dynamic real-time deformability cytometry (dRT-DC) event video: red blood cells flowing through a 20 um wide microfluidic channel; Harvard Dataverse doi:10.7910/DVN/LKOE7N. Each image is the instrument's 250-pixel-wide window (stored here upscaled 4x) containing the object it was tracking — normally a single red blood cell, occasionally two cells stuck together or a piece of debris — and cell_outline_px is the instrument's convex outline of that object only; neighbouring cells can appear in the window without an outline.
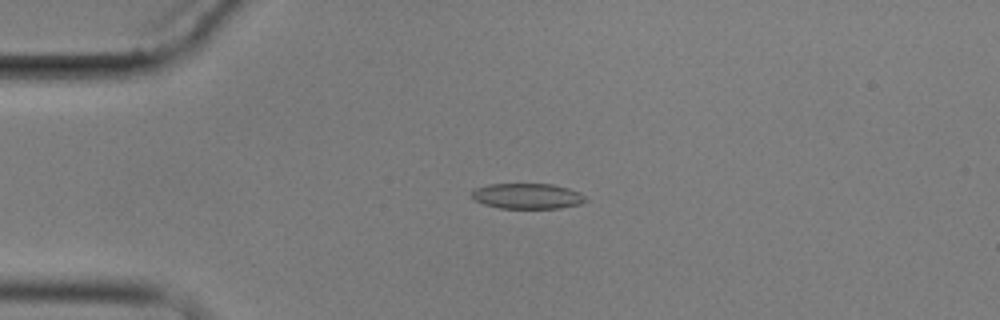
{"species": "common noctule bat (a hibernating species)", "species_latin": "Nyctalus noctula", "temperature_condition": "cold", "stored_images_in_passage": 6, "camera_frame_rate_fps": 3000, "um_per_image_px": 0.085, "animal": {"sex": "male", "body_mass_g": 17.9}, "frame": {"image": 1, "passage_image": 4, "time_ms": 4.333, "image_size_px": [1000, 320], "cell_outline_px": [[588, 200], [580, 204], [560, 208], [500, 208], [484, 204], [472, 200], [472, 192], [476, 188], [488, 184], [552, 184], [568, 188], [580, 192]], "centroid_in_image_um": [44.83, 16.67], "position_along_channel_um": 40.2, "area_um2": 16.94}}
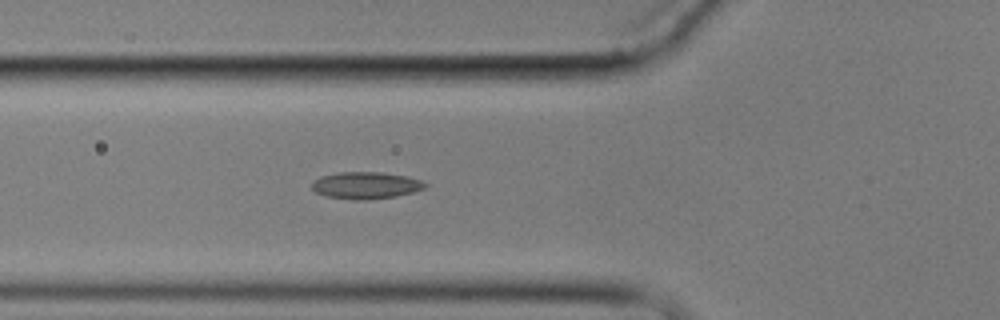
{"frame": {"image": 2, "passage_image": 6, "time_ms": 6.667, "image_size_px": [1000, 320], "cell_outline_px": [[428, 184], [424, 188], [412, 192], [396, 196], [368, 200], [352, 200], [328, 196], [316, 192], [312, 188], [312, 184], [320, 176], [340, 172], [380, 172], [404, 176], [420, 180]], "centroid_in_image_um": [31.09, 15.76], "position_along_channel_um": 94.7, "area_um2": 17.57}}